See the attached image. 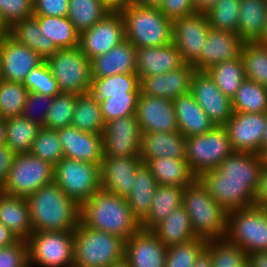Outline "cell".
<instances>
[{"instance_id": "obj_47", "label": "cell", "mask_w": 267, "mask_h": 267, "mask_svg": "<svg viewBox=\"0 0 267 267\" xmlns=\"http://www.w3.org/2000/svg\"><path fill=\"white\" fill-rule=\"evenodd\" d=\"M78 96V94L65 92H60L54 96L44 128L58 130L70 126Z\"/></svg>"}, {"instance_id": "obj_45", "label": "cell", "mask_w": 267, "mask_h": 267, "mask_svg": "<svg viewBox=\"0 0 267 267\" xmlns=\"http://www.w3.org/2000/svg\"><path fill=\"white\" fill-rule=\"evenodd\" d=\"M29 91L23 83L0 78V117L21 116Z\"/></svg>"}, {"instance_id": "obj_39", "label": "cell", "mask_w": 267, "mask_h": 267, "mask_svg": "<svg viewBox=\"0 0 267 267\" xmlns=\"http://www.w3.org/2000/svg\"><path fill=\"white\" fill-rule=\"evenodd\" d=\"M40 30L51 39L58 49L79 46V33L68 17L33 15Z\"/></svg>"}, {"instance_id": "obj_42", "label": "cell", "mask_w": 267, "mask_h": 267, "mask_svg": "<svg viewBox=\"0 0 267 267\" xmlns=\"http://www.w3.org/2000/svg\"><path fill=\"white\" fill-rule=\"evenodd\" d=\"M232 100L233 112L267 113V88L246 79Z\"/></svg>"}, {"instance_id": "obj_28", "label": "cell", "mask_w": 267, "mask_h": 267, "mask_svg": "<svg viewBox=\"0 0 267 267\" xmlns=\"http://www.w3.org/2000/svg\"><path fill=\"white\" fill-rule=\"evenodd\" d=\"M172 101L179 132L186 138L205 134L215 127V124L209 119L190 93L177 97Z\"/></svg>"}, {"instance_id": "obj_4", "label": "cell", "mask_w": 267, "mask_h": 267, "mask_svg": "<svg viewBox=\"0 0 267 267\" xmlns=\"http://www.w3.org/2000/svg\"><path fill=\"white\" fill-rule=\"evenodd\" d=\"M120 14L124 21L125 39L136 48L172 43V20L159 7L130 4Z\"/></svg>"}, {"instance_id": "obj_17", "label": "cell", "mask_w": 267, "mask_h": 267, "mask_svg": "<svg viewBox=\"0 0 267 267\" xmlns=\"http://www.w3.org/2000/svg\"><path fill=\"white\" fill-rule=\"evenodd\" d=\"M124 40L123 17L120 12H110L93 27L79 34V48L90 60L105 54Z\"/></svg>"}, {"instance_id": "obj_32", "label": "cell", "mask_w": 267, "mask_h": 267, "mask_svg": "<svg viewBox=\"0 0 267 267\" xmlns=\"http://www.w3.org/2000/svg\"><path fill=\"white\" fill-rule=\"evenodd\" d=\"M166 246L186 243L196 238L189 215L182 205L151 230Z\"/></svg>"}, {"instance_id": "obj_30", "label": "cell", "mask_w": 267, "mask_h": 267, "mask_svg": "<svg viewBox=\"0 0 267 267\" xmlns=\"http://www.w3.org/2000/svg\"><path fill=\"white\" fill-rule=\"evenodd\" d=\"M267 24V0H240L237 35L244 42H257Z\"/></svg>"}, {"instance_id": "obj_38", "label": "cell", "mask_w": 267, "mask_h": 267, "mask_svg": "<svg viewBox=\"0 0 267 267\" xmlns=\"http://www.w3.org/2000/svg\"><path fill=\"white\" fill-rule=\"evenodd\" d=\"M89 93L99 101L126 93H140V80L137 73L92 78Z\"/></svg>"}, {"instance_id": "obj_51", "label": "cell", "mask_w": 267, "mask_h": 267, "mask_svg": "<svg viewBox=\"0 0 267 267\" xmlns=\"http://www.w3.org/2000/svg\"><path fill=\"white\" fill-rule=\"evenodd\" d=\"M23 85L29 92L41 95L56 96L60 93L57 81L45 61L29 72Z\"/></svg>"}, {"instance_id": "obj_48", "label": "cell", "mask_w": 267, "mask_h": 267, "mask_svg": "<svg viewBox=\"0 0 267 267\" xmlns=\"http://www.w3.org/2000/svg\"><path fill=\"white\" fill-rule=\"evenodd\" d=\"M207 240L196 237L186 243L167 247L165 267H194L196 258L205 249Z\"/></svg>"}, {"instance_id": "obj_37", "label": "cell", "mask_w": 267, "mask_h": 267, "mask_svg": "<svg viewBox=\"0 0 267 267\" xmlns=\"http://www.w3.org/2000/svg\"><path fill=\"white\" fill-rule=\"evenodd\" d=\"M71 125L83 132L102 135L105 122L99 100L90 93L79 95L76 99Z\"/></svg>"}, {"instance_id": "obj_43", "label": "cell", "mask_w": 267, "mask_h": 267, "mask_svg": "<svg viewBox=\"0 0 267 267\" xmlns=\"http://www.w3.org/2000/svg\"><path fill=\"white\" fill-rule=\"evenodd\" d=\"M245 78L267 88V46L257 42H245L241 51Z\"/></svg>"}, {"instance_id": "obj_56", "label": "cell", "mask_w": 267, "mask_h": 267, "mask_svg": "<svg viewBox=\"0 0 267 267\" xmlns=\"http://www.w3.org/2000/svg\"><path fill=\"white\" fill-rule=\"evenodd\" d=\"M159 8L171 20L196 13L193 0H163Z\"/></svg>"}, {"instance_id": "obj_13", "label": "cell", "mask_w": 267, "mask_h": 267, "mask_svg": "<svg viewBox=\"0 0 267 267\" xmlns=\"http://www.w3.org/2000/svg\"><path fill=\"white\" fill-rule=\"evenodd\" d=\"M267 113L233 112L223 126L234 152L260 154Z\"/></svg>"}, {"instance_id": "obj_50", "label": "cell", "mask_w": 267, "mask_h": 267, "mask_svg": "<svg viewBox=\"0 0 267 267\" xmlns=\"http://www.w3.org/2000/svg\"><path fill=\"white\" fill-rule=\"evenodd\" d=\"M139 94L126 93V95L112 96L99 101L104 122L135 115Z\"/></svg>"}, {"instance_id": "obj_6", "label": "cell", "mask_w": 267, "mask_h": 267, "mask_svg": "<svg viewBox=\"0 0 267 267\" xmlns=\"http://www.w3.org/2000/svg\"><path fill=\"white\" fill-rule=\"evenodd\" d=\"M124 247L123 238L80 222L74 229L73 266L108 267L124 257Z\"/></svg>"}, {"instance_id": "obj_21", "label": "cell", "mask_w": 267, "mask_h": 267, "mask_svg": "<svg viewBox=\"0 0 267 267\" xmlns=\"http://www.w3.org/2000/svg\"><path fill=\"white\" fill-rule=\"evenodd\" d=\"M244 43L235 33L210 27L200 57L192 65L197 71H206L217 63L235 60L241 56Z\"/></svg>"}, {"instance_id": "obj_19", "label": "cell", "mask_w": 267, "mask_h": 267, "mask_svg": "<svg viewBox=\"0 0 267 267\" xmlns=\"http://www.w3.org/2000/svg\"><path fill=\"white\" fill-rule=\"evenodd\" d=\"M142 164L140 156H103L100 166L101 188L127 197L132 190L135 175Z\"/></svg>"}, {"instance_id": "obj_26", "label": "cell", "mask_w": 267, "mask_h": 267, "mask_svg": "<svg viewBox=\"0 0 267 267\" xmlns=\"http://www.w3.org/2000/svg\"><path fill=\"white\" fill-rule=\"evenodd\" d=\"M185 62L172 42L164 46L136 48V65L139 80L143 77L164 74L180 68Z\"/></svg>"}, {"instance_id": "obj_1", "label": "cell", "mask_w": 267, "mask_h": 267, "mask_svg": "<svg viewBox=\"0 0 267 267\" xmlns=\"http://www.w3.org/2000/svg\"><path fill=\"white\" fill-rule=\"evenodd\" d=\"M264 163L260 154L233 152L197 179L225 211L247 208L256 205Z\"/></svg>"}, {"instance_id": "obj_36", "label": "cell", "mask_w": 267, "mask_h": 267, "mask_svg": "<svg viewBox=\"0 0 267 267\" xmlns=\"http://www.w3.org/2000/svg\"><path fill=\"white\" fill-rule=\"evenodd\" d=\"M5 123V144L16 154L30 153L42 127L22 115L7 118Z\"/></svg>"}, {"instance_id": "obj_68", "label": "cell", "mask_w": 267, "mask_h": 267, "mask_svg": "<svg viewBox=\"0 0 267 267\" xmlns=\"http://www.w3.org/2000/svg\"><path fill=\"white\" fill-rule=\"evenodd\" d=\"M108 267H131L129 262L123 257L122 259L116 261L115 263H112Z\"/></svg>"}, {"instance_id": "obj_35", "label": "cell", "mask_w": 267, "mask_h": 267, "mask_svg": "<svg viewBox=\"0 0 267 267\" xmlns=\"http://www.w3.org/2000/svg\"><path fill=\"white\" fill-rule=\"evenodd\" d=\"M10 37L37 52L44 60L58 50L53 41L40 30L34 16L13 24L10 27Z\"/></svg>"}, {"instance_id": "obj_53", "label": "cell", "mask_w": 267, "mask_h": 267, "mask_svg": "<svg viewBox=\"0 0 267 267\" xmlns=\"http://www.w3.org/2000/svg\"><path fill=\"white\" fill-rule=\"evenodd\" d=\"M0 12L11 27L16 22L33 16V0H0Z\"/></svg>"}, {"instance_id": "obj_67", "label": "cell", "mask_w": 267, "mask_h": 267, "mask_svg": "<svg viewBox=\"0 0 267 267\" xmlns=\"http://www.w3.org/2000/svg\"><path fill=\"white\" fill-rule=\"evenodd\" d=\"M5 130H6L5 119L0 117V145L5 144Z\"/></svg>"}, {"instance_id": "obj_9", "label": "cell", "mask_w": 267, "mask_h": 267, "mask_svg": "<svg viewBox=\"0 0 267 267\" xmlns=\"http://www.w3.org/2000/svg\"><path fill=\"white\" fill-rule=\"evenodd\" d=\"M29 267H72L74 230L39 231L27 239Z\"/></svg>"}, {"instance_id": "obj_7", "label": "cell", "mask_w": 267, "mask_h": 267, "mask_svg": "<svg viewBox=\"0 0 267 267\" xmlns=\"http://www.w3.org/2000/svg\"><path fill=\"white\" fill-rule=\"evenodd\" d=\"M247 254L267 251V214L261 206L227 212L226 236Z\"/></svg>"}, {"instance_id": "obj_40", "label": "cell", "mask_w": 267, "mask_h": 267, "mask_svg": "<svg viewBox=\"0 0 267 267\" xmlns=\"http://www.w3.org/2000/svg\"><path fill=\"white\" fill-rule=\"evenodd\" d=\"M223 94L232 99L245 80L241 56L232 61H223L206 70Z\"/></svg>"}, {"instance_id": "obj_20", "label": "cell", "mask_w": 267, "mask_h": 267, "mask_svg": "<svg viewBox=\"0 0 267 267\" xmlns=\"http://www.w3.org/2000/svg\"><path fill=\"white\" fill-rule=\"evenodd\" d=\"M45 60L28 46L4 37L1 47V75L6 81L23 83L29 72Z\"/></svg>"}, {"instance_id": "obj_60", "label": "cell", "mask_w": 267, "mask_h": 267, "mask_svg": "<svg viewBox=\"0 0 267 267\" xmlns=\"http://www.w3.org/2000/svg\"><path fill=\"white\" fill-rule=\"evenodd\" d=\"M247 267H267V251L248 254Z\"/></svg>"}, {"instance_id": "obj_12", "label": "cell", "mask_w": 267, "mask_h": 267, "mask_svg": "<svg viewBox=\"0 0 267 267\" xmlns=\"http://www.w3.org/2000/svg\"><path fill=\"white\" fill-rule=\"evenodd\" d=\"M54 181V165L31 153L16 154L1 192L27 198L43 185Z\"/></svg>"}, {"instance_id": "obj_11", "label": "cell", "mask_w": 267, "mask_h": 267, "mask_svg": "<svg viewBox=\"0 0 267 267\" xmlns=\"http://www.w3.org/2000/svg\"><path fill=\"white\" fill-rule=\"evenodd\" d=\"M100 166L63 157L54 166V182L81 205L101 188Z\"/></svg>"}, {"instance_id": "obj_61", "label": "cell", "mask_w": 267, "mask_h": 267, "mask_svg": "<svg viewBox=\"0 0 267 267\" xmlns=\"http://www.w3.org/2000/svg\"><path fill=\"white\" fill-rule=\"evenodd\" d=\"M111 12H120L131 4V0H100Z\"/></svg>"}, {"instance_id": "obj_49", "label": "cell", "mask_w": 267, "mask_h": 267, "mask_svg": "<svg viewBox=\"0 0 267 267\" xmlns=\"http://www.w3.org/2000/svg\"><path fill=\"white\" fill-rule=\"evenodd\" d=\"M30 153L55 166L64 157L58 131L42 127L34 140Z\"/></svg>"}, {"instance_id": "obj_66", "label": "cell", "mask_w": 267, "mask_h": 267, "mask_svg": "<svg viewBox=\"0 0 267 267\" xmlns=\"http://www.w3.org/2000/svg\"><path fill=\"white\" fill-rule=\"evenodd\" d=\"M267 156V114H266V126L263 133V140H262V157Z\"/></svg>"}, {"instance_id": "obj_27", "label": "cell", "mask_w": 267, "mask_h": 267, "mask_svg": "<svg viewBox=\"0 0 267 267\" xmlns=\"http://www.w3.org/2000/svg\"><path fill=\"white\" fill-rule=\"evenodd\" d=\"M185 142L186 137L179 131L142 133L140 158L144 164L160 157L186 159Z\"/></svg>"}, {"instance_id": "obj_65", "label": "cell", "mask_w": 267, "mask_h": 267, "mask_svg": "<svg viewBox=\"0 0 267 267\" xmlns=\"http://www.w3.org/2000/svg\"><path fill=\"white\" fill-rule=\"evenodd\" d=\"M10 36V26L5 21L2 13L0 12V38Z\"/></svg>"}, {"instance_id": "obj_3", "label": "cell", "mask_w": 267, "mask_h": 267, "mask_svg": "<svg viewBox=\"0 0 267 267\" xmlns=\"http://www.w3.org/2000/svg\"><path fill=\"white\" fill-rule=\"evenodd\" d=\"M32 233L74 230L80 223V205L53 181L26 198Z\"/></svg>"}, {"instance_id": "obj_10", "label": "cell", "mask_w": 267, "mask_h": 267, "mask_svg": "<svg viewBox=\"0 0 267 267\" xmlns=\"http://www.w3.org/2000/svg\"><path fill=\"white\" fill-rule=\"evenodd\" d=\"M185 150L188 167L196 177L203 171L215 169L234 152L223 126L186 138Z\"/></svg>"}, {"instance_id": "obj_18", "label": "cell", "mask_w": 267, "mask_h": 267, "mask_svg": "<svg viewBox=\"0 0 267 267\" xmlns=\"http://www.w3.org/2000/svg\"><path fill=\"white\" fill-rule=\"evenodd\" d=\"M135 116L142 133L179 131L171 99L148 96L140 92Z\"/></svg>"}, {"instance_id": "obj_59", "label": "cell", "mask_w": 267, "mask_h": 267, "mask_svg": "<svg viewBox=\"0 0 267 267\" xmlns=\"http://www.w3.org/2000/svg\"><path fill=\"white\" fill-rule=\"evenodd\" d=\"M18 237L0 222V248L15 244Z\"/></svg>"}, {"instance_id": "obj_71", "label": "cell", "mask_w": 267, "mask_h": 267, "mask_svg": "<svg viewBox=\"0 0 267 267\" xmlns=\"http://www.w3.org/2000/svg\"><path fill=\"white\" fill-rule=\"evenodd\" d=\"M261 207L263 208V210L267 214V203L263 204Z\"/></svg>"}, {"instance_id": "obj_55", "label": "cell", "mask_w": 267, "mask_h": 267, "mask_svg": "<svg viewBox=\"0 0 267 267\" xmlns=\"http://www.w3.org/2000/svg\"><path fill=\"white\" fill-rule=\"evenodd\" d=\"M69 0H33V15L68 17Z\"/></svg>"}, {"instance_id": "obj_29", "label": "cell", "mask_w": 267, "mask_h": 267, "mask_svg": "<svg viewBox=\"0 0 267 267\" xmlns=\"http://www.w3.org/2000/svg\"><path fill=\"white\" fill-rule=\"evenodd\" d=\"M0 222L20 240L32 234L29 205L26 198L7 195L0 191Z\"/></svg>"}, {"instance_id": "obj_22", "label": "cell", "mask_w": 267, "mask_h": 267, "mask_svg": "<svg viewBox=\"0 0 267 267\" xmlns=\"http://www.w3.org/2000/svg\"><path fill=\"white\" fill-rule=\"evenodd\" d=\"M195 67L184 63L180 68L164 74L143 77L140 80V92L144 95L175 99L190 93V84Z\"/></svg>"}, {"instance_id": "obj_14", "label": "cell", "mask_w": 267, "mask_h": 267, "mask_svg": "<svg viewBox=\"0 0 267 267\" xmlns=\"http://www.w3.org/2000/svg\"><path fill=\"white\" fill-rule=\"evenodd\" d=\"M142 132L135 115L105 123L102 134L103 156H140Z\"/></svg>"}, {"instance_id": "obj_33", "label": "cell", "mask_w": 267, "mask_h": 267, "mask_svg": "<svg viewBox=\"0 0 267 267\" xmlns=\"http://www.w3.org/2000/svg\"><path fill=\"white\" fill-rule=\"evenodd\" d=\"M158 184L151 170L142 164L134 178L130 194L126 197L131 212L140 221L147 217Z\"/></svg>"}, {"instance_id": "obj_2", "label": "cell", "mask_w": 267, "mask_h": 267, "mask_svg": "<svg viewBox=\"0 0 267 267\" xmlns=\"http://www.w3.org/2000/svg\"><path fill=\"white\" fill-rule=\"evenodd\" d=\"M80 222L91 229L111 233L125 241L141 229L127 198L100 188L80 205Z\"/></svg>"}, {"instance_id": "obj_25", "label": "cell", "mask_w": 267, "mask_h": 267, "mask_svg": "<svg viewBox=\"0 0 267 267\" xmlns=\"http://www.w3.org/2000/svg\"><path fill=\"white\" fill-rule=\"evenodd\" d=\"M91 78L137 73L136 47L125 39L105 54L90 59Z\"/></svg>"}, {"instance_id": "obj_52", "label": "cell", "mask_w": 267, "mask_h": 267, "mask_svg": "<svg viewBox=\"0 0 267 267\" xmlns=\"http://www.w3.org/2000/svg\"><path fill=\"white\" fill-rule=\"evenodd\" d=\"M53 99L54 96L29 92L22 116L44 127Z\"/></svg>"}, {"instance_id": "obj_5", "label": "cell", "mask_w": 267, "mask_h": 267, "mask_svg": "<svg viewBox=\"0 0 267 267\" xmlns=\"http://www.w3.org/2000/svg\"><path fill=\"white\" fill-rule=\"evenodd\" d=\"M183 206L196 237L206 240L225 238L227 211L208 194L197 178L184 188Z\"/></svg>"}, {"instance_id": "obj_63", "label": "cell", "mask_w": 267, "mask_h": 267, "mask_svg": "<svg viewBox=\"0 0 267 267\" xmlns=\"http://www.w3.org/2000/svg\"><path fill=\"white\" fill-rule=\"evenodd\" d=\"M194 267H213L209 252L204 249L196 258Z\"/></svg>"}, {"instance_id": "obj_54", "label": "cell", "mask_w": 267, "mask_h": 267, "mask_svg": "<svg viewBox=\"0 0 267 267\" xmlns=\"http://www.w3.org/2000/svg\"><path fill=\"white\" fill-rule=\"evenodd\" d=\"M0 267H29L27 240L0 248Z\"/></svg>"}, {"instance_id": "obj_15", "label": "cell", "mask_w": 267, "mask_h": 267, "mask_svg": "<svg viewBox=\"0 0 267 267\" xmlns=\"http://www.w3.org/2000/svg\"><path fill=\"white\" fill-rule=\"evenodd\" d=\"M190 94L215 126H224L233 115L232 100L217 87L207 71H195Z\"/></svg>"}, {"instance_id": "obj_34", "label": "cell", "mask_w": 267, "mask_h": 267, "mask_svg": "<svg viewBox=\"0 0 267 267\" xmlns=\"http://www.w3.org/2000/svg\"><path fill=\"white\" fill-rule=\"evenodd\" d=\"M185 187L158 185L151 202L147 217L141 222V228L152 230L175 209L183 205Z\"/></svg>"}, {"instance_id": "obj_58", "label": "cell", "mask_w": 267, "mask_h": 267, "mask_svg": "<svg viewBox=\"0 0 267 267\" xmlns=\"http://www.w3.org/2000/svg\"><path fill=\"white\" fill-rule=\"evenodd\" d=\"M256 205L262 206L267 203V162L263 165V170L260 179V185L256 193Z\"/></svg>"}, {"instance_id": "obj_70", "label": "cell", "mask_w": 267, "mask_h": 267, "mask_svg": "<svg viewBox=\"0 0 267 267\" xmlns=\"http://www.w3.org/2000/svg\"><path fill=\"white\" fill-rule=\"evenodd\" d=\"M3 38H0V75H1V47H2Z\"/></svg>"}, {"instance_id": "obj_31", "label": "cell", "mask_w": 267, "mask_h": 267, "mask_svg": "<svg viewBox=\"0 0 267 267\" xmlns=\"http://www.w3.org/2000/svg\"><path fill=\"white\" fill-rule=\"evenodd\" d=\"M145 164L158 185L186 187L197 178L188 167L186 159L160 157L149 159Z\"/></svg>"}, {"instance_id": "obj_62", "label": "cell", "mask_w": 267, "mask_h": 267, "mask_svg": "<svg viewBox=\"0 0 267 267\" xmlns=\"http://www.w3.org/2000/svg\"><path fill=\"white\" fill-rule=\"evenodd\" d=\"M218 0H193V7L196 12L206 13Z\"/></svg>"}, {"instance_id": "obj_69", "label": "cell", "mask_w": 267, "mask_h": 267, "mask_svg": "<svg viewBox=\"0 0 267 267\" xmlns=\"http://www.w3.org/2000/svg\"><path fill=\"white\" fill-rule=\"evenodd\" d=\"M261 44L267 46V24H266V28H265V32H264V36L261 38V40L259 41Z\"/></svg>"}, {"instance_id": "obj_16", "label": "cell", "mask_w": 267, "mask_h": 267, "mask_svg": "<svg viewBox=\"0 0 267 267\" xmlns=\"http://www.w3.org/2000/svg\"><path fill=\"white\" fill-rule=\"evenodd\" d=\"M210 25L205 13L196 12L190 16L172 20V42L187 64H193L206 43Z\"/></svg>"}, {"instance_id": "obj_8", "label": "cell", "mask_w": 267, "mask_h": 267, "mask_svg": "<svg viewBox=\"0 0 267 267\" xmlns=\"http://www.w3.org/2000/svg\"><path fill=\"white\" fill-rule=\"evenodd\" d=\"M60 92L87 94L91 88L90 60L79 46L58 49L45 59Z\"/></svg>"}, {"instance_id": "obj_57", "label": "cell", "mask_w": 267, "mask_h": 267, "mask_svg": "<svg viewBox=\"0 0 267 267\" xmlns=\"http://www.w3.org/2000/svg\"><path fill=\"white\" fill-rule=\"evenodd\" d=\"M15 156L16 153L6 144L0 145V190L3 188L7 180Z\"/></svg>"}, {"instance_id": "obj_23", "label": "cell", "mask_w": 267, "mask_h": 267, "mask_svg": "<svg viewBox=\"0 0 267 267\" xmlns=\"http://www.w3.org/2000/svg\"><path fill=\"white\" fill-rule=\"evenodd\" d=\"M167 247L151 230L140 229L125 241L124 258L131 267H165Z\"/></svg>"}, {"instance_id": "obj_46", "label": "cell", "mask_w": 267, "mask_h": 267, "mask_svg": "<svg viewBox=\"0 0 267 267\" xmlns=\"http://www.w3.org/2000/svg\"><path fill=\"white\" fill-rule=\"evenodd\" d=\"M240 0H218L205 14L211 28L237 34Z\"/></svg>"}, {"instance_id": "obj_41", "label": "cell", "mask_w": 267, "mask_h": 267, "mask_svg": "<svg viewBox=\"0 0 267 267\" xmlns=\"http://www.w3.org/2000/svg\"><path fill=\"white\" fill-rule=\"evenodd\" d=\"M110 12L100 0H69L68 19L79 34L93 27Z\"/></svg>"}, {"instance_id": "obj_24", "label": "cell", "mask_w": 267, "mask_h": 267, "mask_svg": "<svg viewBox=\"0 0 267 267\" xmlns=\"http://www.w3.org/2000/svg\"><path fill=\"white\" fill-rule=\"evenodd\" d=\"M57 131L65 158L94 164L102 163V135L83 132L72 125Z\"/></svg>"}, {"instance_id": "obj_44", "label": "cell", "mask_w": 267, "mask_h": 267, "mask_svg": "<svg viewBox=\"0 0 267 267\" xmlns=\"http://www.w3.org/2000/svg\"><path fill=\"white\" fill-rule=\"evenodd\" d=\"M205 249L213 267H247V253L226 238L207 240Z\"/></svg>"}, {"instance_id": "obj_64", "label": "cell", "mask_w": 267, "mask_h": 267, "mask_svg": "<svg viewBox=\"0 0 267 267\" xmlns=\"http://www.w3.org/2000/svg\"><path fill=\"white\" fill-rule=\"evenodd\" d=\"M163 0H131V4L139 6L159 7Z\"/></svg>"}]
</instances>
